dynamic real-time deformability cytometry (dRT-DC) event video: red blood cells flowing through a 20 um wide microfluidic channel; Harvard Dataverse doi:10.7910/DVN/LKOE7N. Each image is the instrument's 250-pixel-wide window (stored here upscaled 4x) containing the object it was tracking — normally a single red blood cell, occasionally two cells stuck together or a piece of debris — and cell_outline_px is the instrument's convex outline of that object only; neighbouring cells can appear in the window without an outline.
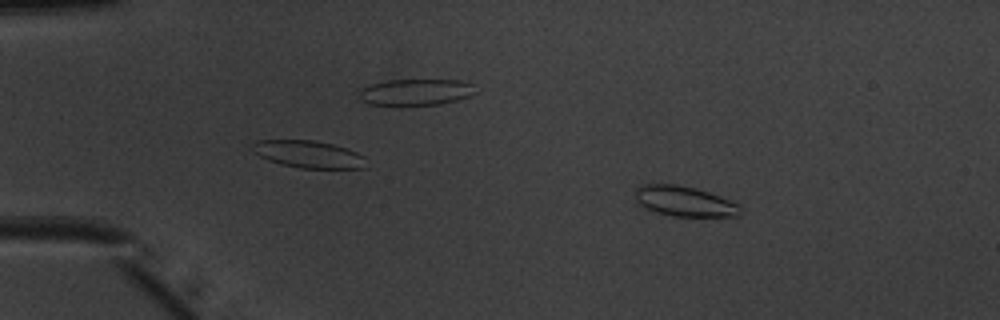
{"species": "common noctule bat (a hibernating species)", "species_latin": "Nyctalus noctula", "temperature_condition": "warm", "stored_images_in_passage": 44, "camera_frame_rate_fps": 3000, "um_per_image_px": 0.085, "animal": {"sex": "male", "body_mass_g": 20.1, "forearm_length_mm": 53.5}, "frame": {"image": 1, "passage_image": 8, "time_ms": 2.333, "image_size_px": [1000, 320], "cell_outline_px": [[744, 208], [736, 216], [672, 216], [656, 212], [644, 208], [636, 204], [636, 188], [644, 184], [676, 184], [696, 188], [720, 196], [740, 204]], "centroid_in_image_um": [58.18, 17.11], "position_along_channel_um": 26.8, "area_um2": 18.67}}
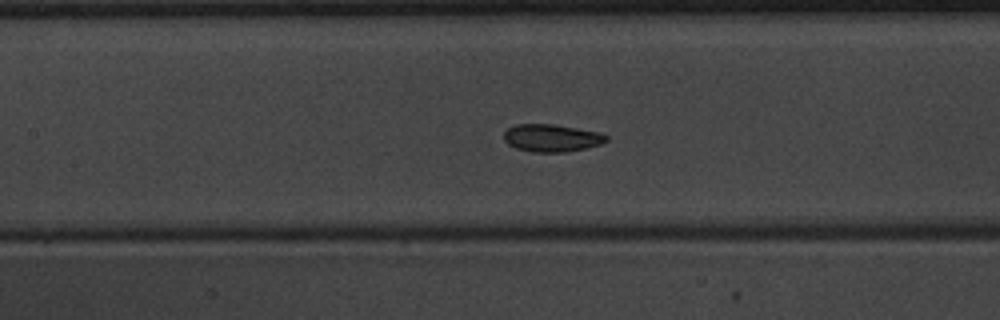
{"frame": {"image": 2, "passage_image": 24, "time_ms": 7.667, "image_size_px": [1000, 320], "cell_outline_px": [[608, 140], [600, 144], [584, 148], [564, 152], [532, 152], [516, 148], [508, 144], [504, 140], [504, 132], [508, 128], [516, 124], [552, 124], [600, 132], [608, 136]], "centroid_in_image_um": [46.87, 11.72], "position_along_channel_um": 160.5, "area_um2": 16.36}}
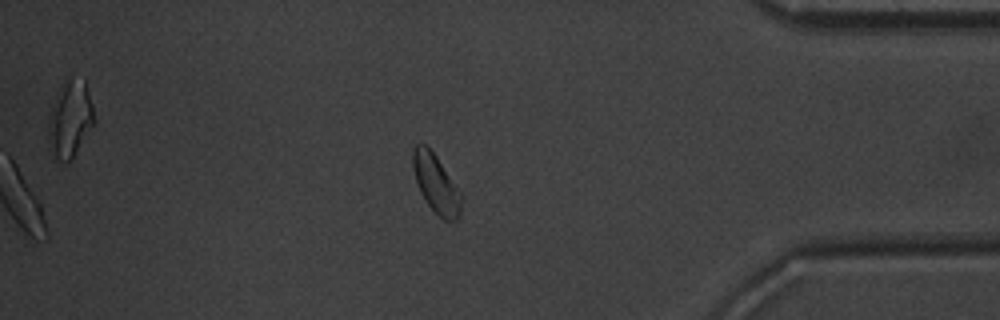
{"frame": {"image": 3, "passage_image": 44, "time_ms": 14.333, "image_size_px": [1000, 320], "cell_outline_px": [[464, 196], [460, 212], [456, 220], [444, 220], [428, 204], [420, 192], [412, 168], [412, 148], [416, 144], [424, 144], [436, 156]], "centroid_in_image_um": [37.07, 15.61], "position_along_channel_um": 398.1, "area_um2": 16.42}, "authors_computed_cell_mechanics": {"area_um2": 16.7909, "velocity_mm_per_s": 3.9858, "shape_relaxation_time_tau1_ms": 2.1514, "shape_relaxation_time_tau2_ms": 2.3493, "deformation_change_tau1": 0.0727, "deformation_change_tau2": 0.0608}}